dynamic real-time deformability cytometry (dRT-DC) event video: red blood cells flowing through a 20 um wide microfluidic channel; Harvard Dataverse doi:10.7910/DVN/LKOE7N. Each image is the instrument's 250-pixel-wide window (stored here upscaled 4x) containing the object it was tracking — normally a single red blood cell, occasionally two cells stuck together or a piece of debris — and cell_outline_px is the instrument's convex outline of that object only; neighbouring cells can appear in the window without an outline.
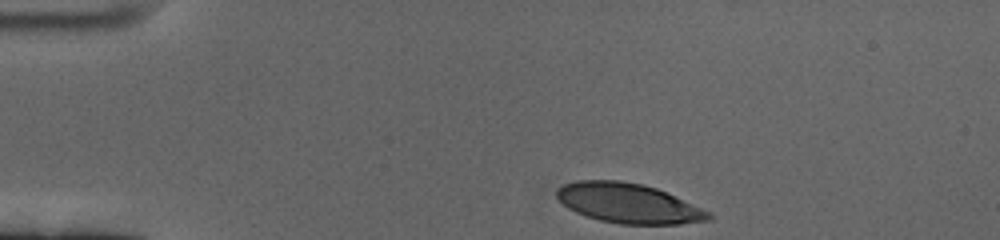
{"species": "human", "species_latin": "Homo sapiens", "temperature_condition": "cold", "stored_images_in_passage": 40, "camera_frame_rate_fps": 3000, "um_per_image_px": 0.085, "donor": {"sex": "female"}, "frame": {"image": 1, "passage_image": 1, "time_ms": 0.0, "image_size_px": [1000, 240], "cell_outline_px": [[712, 220], [680, 224], [620, 224], [600, 220], [584, 216], [568, 208], [556, 196], [556, 188], [564, 184], [576, 180], [620, 180], [640, 184], [656, 188], [712, 212]], "centroid_in_image_um": [53.42, 17.28], "position_along_channel_um": 31.6, "area_um2": 35.26}}
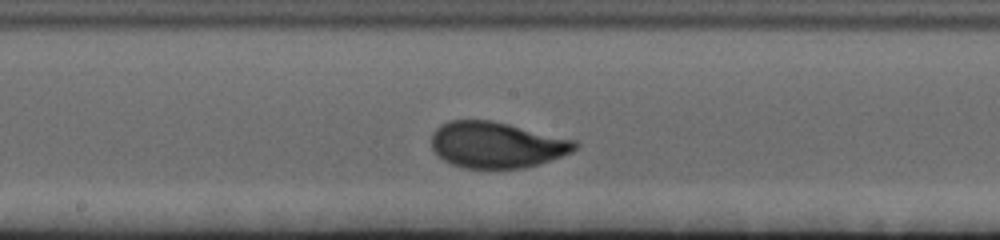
{"frame": {"image": 2, "passage_image": 22, "time_ms": 7.0, "image_size_px": [1000, 240], "cell_outline_px": [[580, 144], [572, 152], [540, 164], [524, 168], [464, 168], [452, 164], [444, 160], [432, 148], [432, 136], [436, 128], [440, 124], [448, 120], [492, 120], [576, 140]], "centroid_in_image_um": [42.23, 12.31], "position_along_channel_um": 206.0, "area_um2": 38.55}}
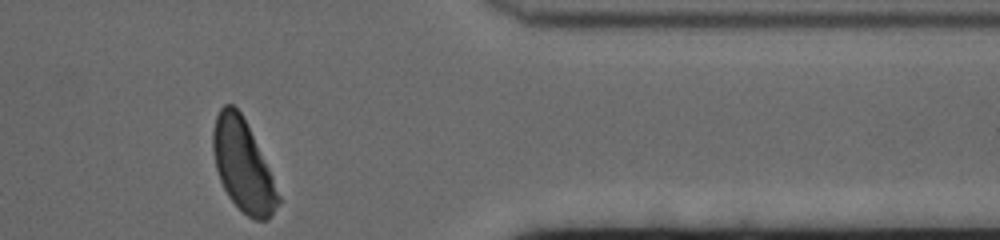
{"frame": {"image": 3, "passage_image": 40, "time_ms": 13.0, "image_size_px": [1000, 240], "cell_outline_px": [[280, 204], [268, 220], [256, 220], [248, 216], [228, 196], [220, 180], [216, 168], [212, 148], [212, 132], [216, 116], [220, 108], [224, 104], [232, 104], [240, 112], [272, 176], [280, 196]], "centroid_in_image_um": [20.63, 14.1], "position_along_channel_um": 390.8, "area_um2": 34.1}, "authors_computed_cell_mechanics": {"area_um2": 37.281, "velocity_mm_per_s": 3.3637, "shape_relaxation_time_tau1_ms": 3.4198, "shape_relaxation_time_tau2_ms": null, "deformation_change_tau1": 0.1733, "deformation_change_tau2": null}}